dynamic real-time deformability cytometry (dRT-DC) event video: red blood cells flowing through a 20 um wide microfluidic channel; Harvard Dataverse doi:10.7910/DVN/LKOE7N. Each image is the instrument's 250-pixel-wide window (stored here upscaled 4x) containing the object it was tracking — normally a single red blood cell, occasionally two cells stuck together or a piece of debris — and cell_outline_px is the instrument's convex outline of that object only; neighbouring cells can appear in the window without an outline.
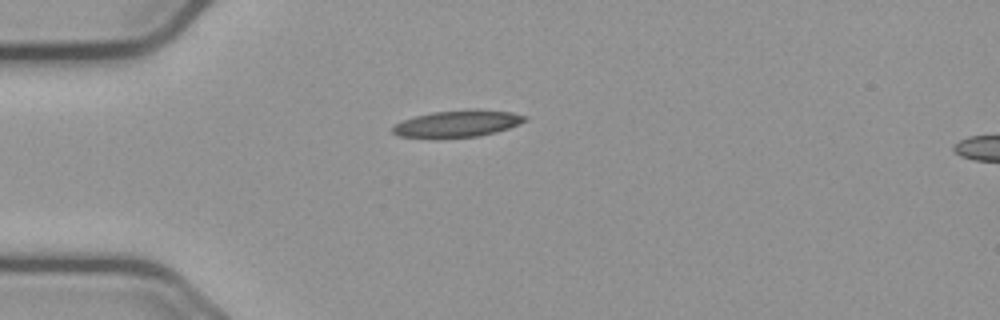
{"species": "common noctule bat (a hibernating species)", "species_latin": "Nyctalus noctula", "temperature_condition": "cold", "stored_images_in_passage": 42, "camera_frame_rate_fps": 3000, "um_per_image_px": 0.085, "animal": {"sex": "male", "body_mass_g": 23.1, "forearm_length_mm": 52.7}, "frame": {"image": 1, "passage_image": 1, "time_ms": 0.0, "image_size_px": [1000, 320], "cell_outline_px": [[528, 120], [508, 128], [496, 132], [476, 136], [436, 140], [400, 136], [392, 132], [392, 128], [396, 124], [404, 120], [416, 116], [432, 112], [472, 108], [476, 108], [512, 112], [528, 116]], "centroid_in_image_um": [38.89, 10.52], "position_along_channel_um": 46.1, "area_um2": 21.27}}
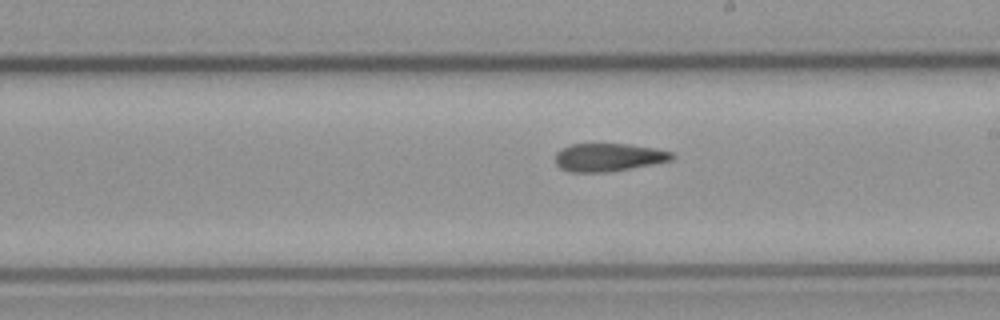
{"frame": {"image": 2, "passage_image": 18, "time_ms": 5.667, "image_size_px": [1000, 320], "cell_outline_px": [[676, 156], [672, 160], [652, 164], [608, 172], [568, 172], [560, 168], [556, 164], [556, 152], [560, 148], [572, 144], [628, 144], [652, 148], [672, 152]], "centroid_in_image_um": [51.69, 13.37], "position_along_channel_um": 237.3, "area_um2": 19.02}}
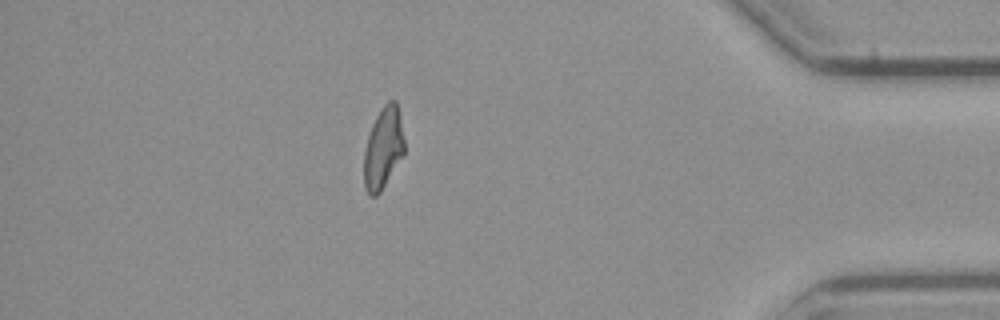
{"frame": {"image": 3, "passage_image": 35, "time_ms": 11.333, "image_size_px": [1000, 320], "cell_outline_px": [[404, 152], [380, 192], [376, 196], [372, 196], [364, 188], [364, 152], [368, 136], [372, 124], [380, 108], [388, 100], [396, 100], [400, 116], [404, 140]], "centroid_in_image_um": [32.56, 12.55], "position_along_channel_um": 402.6, "area_um2": 18.96}, "authors_computed_cell_mechanics": {"area_um2": 19.8543, "velocity_mm_per_s": 3.6826, "shape_relaxation_time_tau1_ms": null, "shape_relaxation_time_tau2_ms": 6.3332, "deformation_change_tau1": null, "deformation_change_tau2": 0.144}}